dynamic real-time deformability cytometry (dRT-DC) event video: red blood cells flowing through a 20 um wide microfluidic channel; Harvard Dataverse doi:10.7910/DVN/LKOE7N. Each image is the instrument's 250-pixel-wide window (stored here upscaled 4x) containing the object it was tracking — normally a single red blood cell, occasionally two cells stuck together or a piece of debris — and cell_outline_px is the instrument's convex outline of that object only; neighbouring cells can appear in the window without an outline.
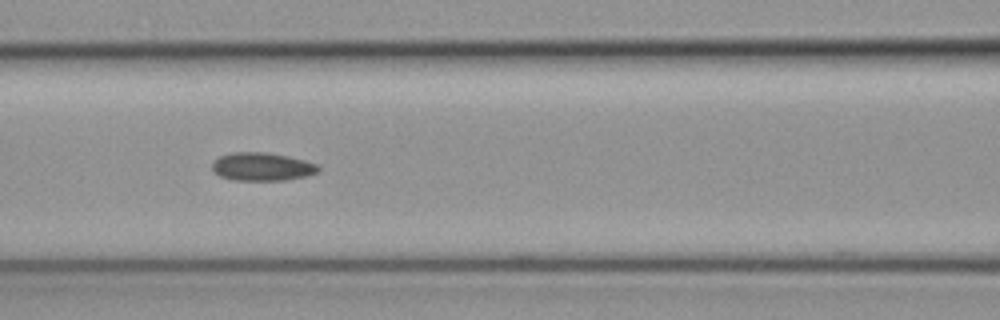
{"species": "common noctule bat (a hibernating species)", "species_latin": "Nyctalus noctula", "temperature_condition": "cold", "stored_images_in_passage": 30, "camera_frame_rate_fps": 3000, "um_per_image_px": 0.085, "animal": {"sex": "female", "body_mass_g": 19.3, "forearm_length_mm": 54.1}, "frame": {"image": 1, "passage_image": 15, "time_ms": 4.667, "image_size_px": [1000, 320], "cell_outline_px": [[320, 168], [316, 172], [304, 176], [284, 180], [232, 180], [220, 176], [212, 168], [212, 164], [220, 156], [232, 152], [260, 152], [288, 156], [304, 160], [316, 164]], "centroid_in_image_um": [22.25, 14.17], "position_along_channel_um": 144.3, "area_um2": 17.11}}
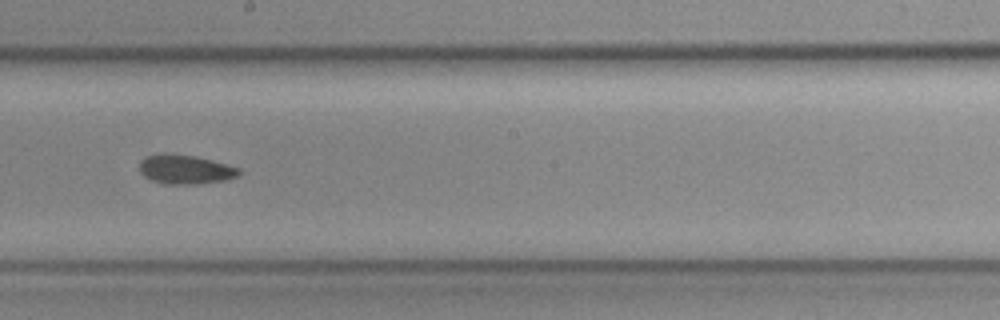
{"frame": {"image": 2, "passage_image": 22, "time_ms": 7.0, "image_size_px": [1000, 320], "cell_outline_px": [[244, 172], [240, 176], [224, 180], [196, 184], [164, 184], [152, 180], [144, 176], [140, 172], [140, 160], [144, 156], [156, 152], [164, 152], [196, 156], [212, 160], [240, 168]], "centroid_in_image_um": [15.74, 14.38], "position_along_channel_um": 232.5, "area_um2": 17.4}}